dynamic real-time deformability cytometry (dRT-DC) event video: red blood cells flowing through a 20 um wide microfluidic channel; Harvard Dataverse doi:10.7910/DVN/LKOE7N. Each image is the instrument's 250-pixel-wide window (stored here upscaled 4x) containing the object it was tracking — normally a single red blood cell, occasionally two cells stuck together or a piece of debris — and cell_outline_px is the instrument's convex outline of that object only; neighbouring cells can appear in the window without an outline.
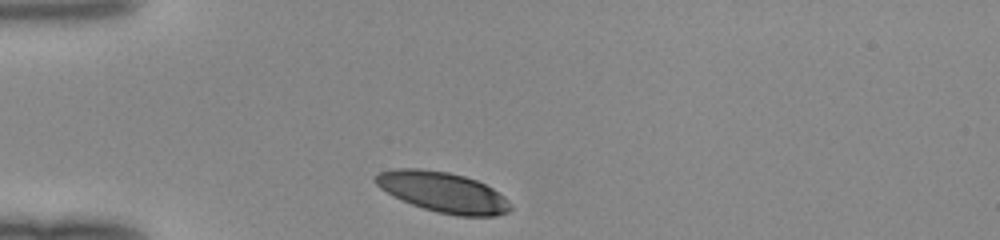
{"species": "human", "species_latin": "Homo sapiens", "temperature_condition": "room temperature", "stored_images_in_passage": 28, "camera_frame_rate_fps": 3000, "um_per_image_px": 0.085, "donor": {"sex": "female"}, "frame": {"image": 1, "passage_image": 1, "time_ms": 0.0, "image_size_px": [1000, 240], "cell_outline_px": [[512, 208], [508, 212], [496, 216], [456, 216], [436, 212], [412, 204], [380, 188], [372, 180], [380, 172], [396, 168], [420, 168], [448, 172], [464, 176], [476, 180], [492, 188], [504, 196], [512, 204]], "centroid_in_image_um": [37.68, 16.33], "position_along_channel_um": 47.3, "area_um2": 31.62}}
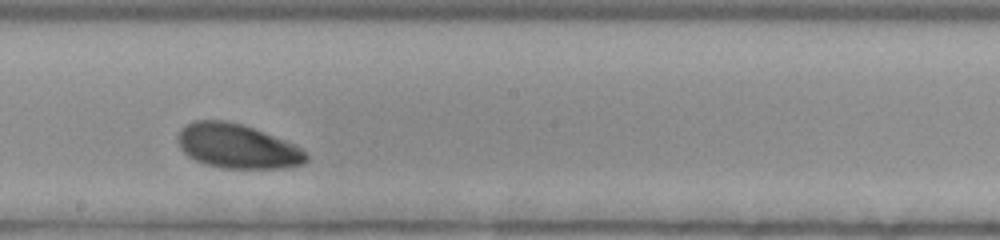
{"frame": {"image": 2, "passage_image": 16, "time_ms": 5.0, "image_size_px": [1000, 240], "cell_outline_px": [[308, 160], [304, 164], [284, 168], [224, 168], [204, 164], [188, 156], [180, 148], [176, 136], [180, 128], [192, 120], [228, 120], [244, 124], [284, 140], [300, 148], [308, 156]], "centroid_in_image_um": [20.12, 12.41], "position_along_channel_um": 228.1, "area_um2": 33.41}}
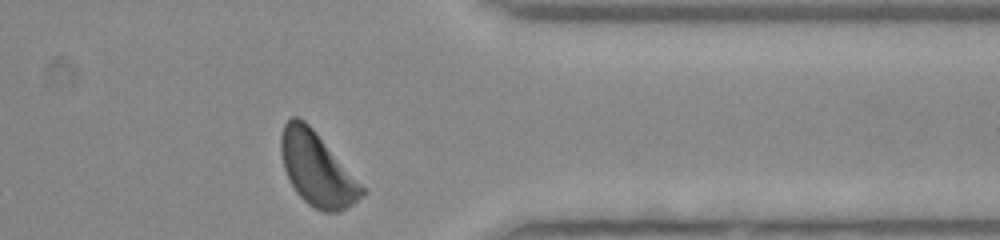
{"frame": {"image": 3, "passage_image": 28, "time_ms": 9.0, "image_size_px": [1000, 240], "cell_outline_px": [[364, 192], [352, 204], [340, 212], [320, 212], [308, 204], [296, 192], [284, 168], [280, 152], [280, 136], [284, 124], [292, 116], [296, 116], [304, 120], [312, 128], [364, 188]], "centroid_in_image_um": [26.89, 14.37], "position_along_channel_um": 384.5, "area_um2": 33.87}}